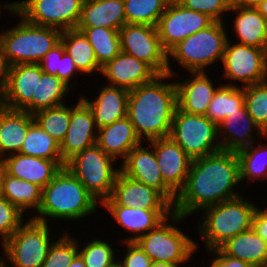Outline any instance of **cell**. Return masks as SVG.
<instances>
[{"label": "cell", "instance_id": "603a6c76", "mask_svg": "<svg viewBox=\"0 0 267 267\" xmlns=\"http://www.w3.org/2000/svg\"><path fill=\"white\" fill-rule=\"evenodd\" d=\"M4 171L21 180L35 183L44 188L65 167L63 161H53L21 153L2 159Z\"/></svg>", "mask_w": 267, "mask_h": 267}, {"label": "cell", "instance_id": "52a82bcc", "mask_svg": "<svg viewBox=\"0 0 267 267\" xmlns=\"http://www.w3.org/2000/svg\"><path fill=\"white\" fill-rule=\"evenodd\" d=\"M186 219L187 217L173 212L156 228L141 236L136 243L152 262L187 265L194 253L198 252L199 243L177 227L178 223Z\"/></svg>", "mask_w": 267, "mask_h": 267}, {"label": "cell", "instance_id": "d590c367", "mask_svg": "<svg viewBox=\"0 0 267 267\" xmlns=\"http://www.w3.org/2000/svg\"><path fill=\"white\" fill-rule=\"evenodd\" d=\"M267 141V134L265 135ZM255 143L246 149L237 152L239 160L240 182L254 183L256 180H267V142Z\"/></svg>", "mask_w": 267, "mask_h": 267}, {"label": "cell", "instance_id": "11a10c76", "mask_svg": "<svg viewBox=\"0 0 267 267\" xmlns=\"http://www.w3.org/2000/svg\"><path fill=\"white\" fill-rule=\"evenodd\" d=\"M150 267H180V265L165 262H152Z\"/></svg>", "mask_w": 267, "mask_h": 267}, {"label": "cell", "instance_id": "9a60e30c", "mask_svg": "<svg viewBox=\"0 0 267 267\" xmlns=\"http://www.w3.org/2000/svg\"><path fill=\"white\" fill-rule=\"evenodd\" d=\"M43 73L39 64L12 65L0 88V105L32 114V98H37L38 77Z\"/></svg>", "mask_w": 267, "mask_h": 267}, {"label": "cell", "instance_id": "bcb514c9", "mask_svg": "<svg viewBox=\"0 0 267 267\" xmlns=\"http://www.w3.org/2000/svg\"><path fill=\"white\" fill-rule=\"evenodd\" d=\"M64 51L65 48L60 41L48 51L40 61L39 65L41 66L42 71L46 74L57 76V70L59 69L60 60Z\"/></svg>", "mask_w": 267, "mask_h": 267}, {"label": "cell", "instance_id": "f907efd6", "mask_svg": "<svg viewBox=\"0 0 267 267\" xmlns=\"http://www.w3.org/2000/svg\"><path fill=\"white\" fill-rule=\"evenodd\" d=\"M11 65L8 62L4 47L0 42V88L7 80L8 73L10 72Z\"/></svg>", "mask_w": 267, "mask_h": 267}, {"label": "cell", "instance_id": "1f68e13d", "mask_svg": "<svg viewBox=\"0 0 267 267\" xmlns=\"http://www.w3.org/2000/svg\"><path fill=\"white\" fill-rule=\"evenodd\" d=\"M60 41L82 75L101 73L102 67L98 64L94 50L81 31L77 29L62 31Z\"/></svg>", "mask_w": 267, "mask_h": 267}, {"label": "cell", "instance_id": "4316f807", "mask_svg": "<svg viewBox=\"0 0 267 267\" xmlns=\"http://www.w3.org/2000/svg\"><path fill=\"white\" fill-rule=\"evenodd\" d=\"M140 143L127 116L98 129L96 144L117 162L122 159V163L128 153Z\"/></svg>", "mask_w": 267, "mask_h": 267}, {"label": "cell", "instance_id": "e0dca14e", "mask_svg": "<svg viewBox=\"0 0 267 267\" xmlns=\"http://www.w3.org/2000/svg\"><path fill=\"white\" fill-rule=\"evenodd\" d=\"M141 142L134 147L120 164L121 172L127 177L158 190L172 205L176 194L164 183L157 164L154 148ZM146 145V146H144Z\"/></svg>", "mask_w": 267, "mask_h": 267}, {"label": "cell", "instance_id": "44dd1931", "mask_svg": "<svg viewBox=\"0 0 267 267\" xmlns=\"http://www.w3.org/2000/svg\"><path fill=\"white\" fill-rule=\"evenodd\" d=\"M218 135L222 150L237 153L257 142L256 138L264 139L266 134L244 106L218 124Z\"/></svg>", "mask_w": 267, "mask_h": 267}, {"label": "cell", "instance_id": "7dc6e473", "mask_svg": "<svg viewBox=\"0 0 267 267\" xmlns=\"http://www.w3.org/2000/svg\"><path fill=\"white\" fill-rule=\"evenodd\" d=\"M206 252L214 256L211 257L212 260L209 262L211 265L208 267H254L250 263L226 255L220 248L211 249Z\"/></svg>", "mask_w": 267, "mask_h": 267}, {"label": "cell", "instance_id": "816d5d0a", "mask_svg": "<svg viewBox=\"0 0 267 267\" xmlns=\"http://www.w3.org/2000/svg\"><path fill=\"white\" fill-rule=\"evenodd\" d=\"M253 7L267 20V0H262Z\"/></svg>", "mask_w": 267, "mask_h": 267}, {"label": "cell", "instance_id": "7a4b0ae2", "mask_svg": "<svg viewBox=\"0 0 267 267\" xmlns=\"http://www.w3.org/2000/svg\"><path fill=\"white\" fill-rule=\"evenodd\" d=\"M172 78L175 77L168 73L158 75L153 81L129 91L127 117L141 142L170 135L177 108L176 82L169 81Z\"/></svg>", "mask_w": 267, "mask_h": 267}, {"label": "cell", "instance_id": "7402d4cb", "mask_svg": "<svg viewBox=\"0 0 267 267\" xmlns=\"http://www.w3.org/2000/svg\"><path fill=\"white\" fill-rule=\"evenodd\" d=\"M181 82L175 79L177 108L188 114L205 115L218 85L214 86L207 72H189Z\"/></svg>", "mask_w": 267, "mask_h": 267}, {"label": "cell", "instance_id": "d6a6232c", "mask_svg": "<svg viewBox=\"0 0 267 267\" xmlns=\"http://www.w3.org/2000/svg\"><path fill=\"white\" fill-rule=\"evenodd\" d=\"M244 106V87L220 84L205 116L218 125L224 118L238 112Z\"/></svg>", "mask_w": 267, "mask_h": 267}, {"label": "cell", "instance_id": "83f0119b", "mask_svg": "<svg viewBox=\"0 0 267 267\" xmlns=\"http://www.w3.org/2000/svg\"><path fill=\"white\" fill-rule=\"evenodd\" d=\"M126 24L123 0H83L77 28H111L120 30Z\"/></svg>", "mask_w": 267, "mask_h": 267}, {"label": "cell", "instance_id": "680465c9", "mask_svg": "<svg viewBox=\"0 0 267 267\" xmlns=\"http://www.w3.org/2000/svg\"><path fill=\"white\" fill-rule=\"evenodd\" d=\"M108 267H121L120 262L117 260L116 262H114L113 264L109 265Z\"/></svg>", "mask_w": 267, "mask_h": 267}, {"label": "cell", "instance_id": "f6af8a7d", "mask_svg": "<svg viewBox=\"0 0 267 267\" xmlns=\"http://www.w3.org/2000/svg\"><path fill=\"white\" fill-rule=\"evenodd\" d=\"M127 247L123 257H119L118 261L121 267H150L152 260L140 248L136 242H123ZM121 258V259H120Z\"/></svg>", "mask_w": 267, "mask_h": 267}, {"label": "cell", "instance_id": "74e56055", "mask_svg": "<svg viewBox=\"0 0 267 267\" xmlns=\"http://www.w3.org/2000/svg\"><path fill=\"white\" fill-rule=\"evenodd\" d=\"M126 23L157 27L170 0H123Z\"/></svg>", "mask_w": 267, "mask_h": 267}, {"label": "cell", "instance_id": "681fc988", "mask_svg": "<svg viewBox=\"0 0 267 267\" xmlns=\"http://www.w3.org/2000/svg\"><path fill=\"white\" fill-rule=\"evenodd\" d=\"M252 228L267 242V206L263 209L256 208L252 217Z\"/></svg>", "mask_w": 267, "mask_h": 267}, {"label": "cell", "instance_id": "f5cc1de1", "mask_svg": "<svg viewBox=\"0 0 267 267\" xmlns=\"http://www.w3.org/2000/svg\"><path fill=\"white\" fill-rule=\"evenodd\" d=\"M68 267H86L83 259L78 254Z\"/></svg>", "mask_w": 267, "mask_h": 267}, {"label": "cell", "instance_id": "c3c4849f", "mask_svg": "<svg viewBox=\"0 0 267 267\" xmlns=\"http://www.w3.org/2000/svg\"><path fill=\"white\" fill-rule=\"evenodd\" d=\"M76 73H79L80 75L82 74L76 67L71 56L64 51L60 60L59 69L57 70V77L65 82L70 88H73L71 81L74 76L78 75Z\"/></svg>", "mask_w": 267, "mask_h": 267}, {"label": "cell", "instance_id": "2e32d148", "mask_svg": "<svg viewBox=\"0 0 267 267\" xmlns=\"http://www.w3.org/2000/svg\"><path fill=\"white\" fill-rule=\"evenodd\" d=\"M101 206H126L145 210H173V205L156 189L118 173L112 195Z\"/></svg>", "mask_w": 267, "mask_h": 267}, {"label": "cell", "instance_id": "ac0fdd59", "mask_svg": "<svg viewBox=\"0 0 267 267\" xmlns=\"http://www.w3.org/2000/svg\"><path fill=\"white\" fill-rule=\"evenodd\" d=\"M98 128L93 113L81 99L70 106V123L64 140L60 143L63 162L66 163L74 155L85 148L96 144Z\"/></svg>", "mask_w": 267, "mask_h": 267}, {"label": "cell", "instance_id": "f35d334b", "mask_svg": "<svg viewBox=\"0 0 267 267\" xmlns=\"http://www.w3.org/2000/svg\"><path fill=\"white\" fill-rule=\"evenodd\" d=\"M33 116L39 126L58 143L64 140L70 123V106L63 104L42 109L35 112Z\"/></svg>", "mask_w": 267, "mask_h": 267}, {"label": "cell", "instance_id": "ffe728a7", "mask_svg": "<svg viewBox=\"0 0 267 267\" xmlns=\"http://www.w3.org/2000/svg\"><path fill=\"white\" fill-rule=\"evenodd\" d=\"M108 85L127 90L153 81L159 74L147 63L120 52L101 68V73Z\"/></svg>", "mask_w": 267, "mask_h": 267}, {"label": "cell", "instance_id": "30bf717a", "mask_svg": "<svg viewBox=\"0 0 267 267\" xmlns=\"http://www.w3.org/2000/svg\"><path fill=\"white\" fill-rule=\"evenodd\" d=\"M169 137L193 160L222 150L218 125L205 115L176 108Z\"/></svg>", "mask_w": 267, "mask_h": 267}, {"label": "cell", "instance_id": "ee69618b", "mask_svg": "<svg viewBox=\"0 0 267 267\" xmlns=\"http://www.w3.org/2000/svg\"><path fill=\"white\" fill-rule=\"evenodd\" d=\"M189 10L207 14L214 21L225 22L224 14L230 13L234 0H177Z\"/></svg>", "mask_w": 267, "mask_h": 267}, {"label": "cell", "instance_id": "9f6ffc18", "mask_svg": "<svg viewBox=\"0 0 267 267\" xmlns=\"http://www.w3.org/2000/svg\"><path fill=\"white\" fill-rule=\"evenodd\" d=\"M1 246L3 255L0 257V267H6V253L3 243H1Z\"/></svg>", "mask_w": 267, "mask_h": 267}, {"label": "cell", "instance_id": "60d3db41", "mask_svg": "<svg viewBox=\"0 0 267 267\" xmlns=\"http://www.w3.org/2000/svg\"><path fill=\"white\" fill-rule=\"evenodd\" d=\"M111 245L110 241L108 243L101 238H94L92 241H88L84 247L78 243V254L86 267H108L118 260L116 251Z\"/></svg>", "mask_w": 267, "mask_h": 267}, {"label": "cell", "instance_id": "7c38bea8", "mask_svg": "<svg viewBox=\"0 0 267 267\" xmlns=\"http://www.w3.org/2000/svg\"><path fill=\"white\" fill-rule=\"evenodd\" d=\"M221 64L227 85L237 86L238 81L244 87L267 80V51L262 48L232 44L228 38Z\"/></svg>", "mask_w": 267, "mask_h": 267}, {"label": "cell", "instance_id": "4dcf8cb0", "mask_svg": "<svg viewBox=\"0 0 267 267\" xmlns=\"http://www.w3.org/2000/svg\"><path fill=\"white\" fill-rule=\"evenodd\" d=\"M42 187L19 178H15L3 171L1 178V196L16 206L22 213L34 209L38 211L41 198Z\"/></svg>", "mask_w": 267, "mask_h": 267}, {"label": "cell", "instance_id": "5bb4252c", "mask_svg": "<svg viewBox=\"0 0 267 267\" xmlns=\"http://www.w3.org/2000/svg\"><path fill=\"white\" fill-rule=\"evenodd\" d=\"M213 22L207 14L189 10L177 0H170L157 25L161 46L168 53L179 42Z\"/></svg>", "mask_w": 267, "mask_h": 267}, {"label": "cell", "instance_id": "b9f144b4", "mask_svg": "<svg viewBox=\"0 0 267 267\" xmlns=\"http://www.w3.org/2000/svg\"><path fill=\"white\" fill-rule=\"evenodd\" d=\"M65 232L53 242L41 267H68L78 255V240Z\"/></svg>", "mask_w": 267, "mask_h": 267}, {"label": "cell", "instance_id": "7bdbcfd3", "mask_svg": "<svg viewBox=\"0 0 267 267\" xmlns=\"http://www.w3.org/2000/svg\"><path fill=\"white\" fill-rule=\"evenodd\" d=\"M16 206L0 195V240L4 243L24 222V216Z\"/></svg>", "mask_w": 267, "mask_h": 267}, {"label": "cell", "instance_id": "db71d44e", "mask_svg": "<svg viewBox=\"0 0 267 267\" xmlns=\"http://www.w3.org/2000/svg\"><path fill=\"white\" fill-rule=\"evenodd\" d=\"M260 1L262 0H234V3L243 5V6H254Z\"/></svg>", "mask_w": 267, "mask_h": 267}, {"label": "cell", "instance_id": "9c48e42d", "mask_svg": "<svg viewBox=\"0 0 267 267\" xmlns=\"http://www.w3.org/2000/svg\"><path fill=\"white\" fill-rule=\"evenodd\" d=\"M28 218L3 243L6 267H41L55 241L48 223Z\"/></svg>", "mask_w": 267, "mask_h": 267}, {"label": "cell", "instance_id": "8992f818", "mask_svg": "<svg viewBox=\"0 0 267 267\" xmlns=\"http://www.w3.org/2000/svg\"><path fill=\"white\" fill-rule=\"evenodd\" d=\"M10 16L21 19L12 28L0 30V42L11 66L39 64L44 55L60 42L61 30L29 23L18 13H10Z\"/></svg>", "mask_w": 267, "mask_h": 267}, {"label": "cell", "instance_id": "d4e9b609", "mask_svg": "<svg viewBox=\"0 0 267 267\" xmlns=\"http://www.w3.org/2000/svg\"><path fill=\"white\" fill-rule=\"evenodd\" d=\"M97 94L93 100L86 98L85 95L80 98L91 109L98 129L127 116L129 90L107 84L102 85Z\"/></svg>", "mask_w": 267, "mask_h": 267}, {"label": "cell", "instance_id": "f546056e", "mask_svg": "<svg viewBox=\"0 0 267 267\" xmlns=\"http://www.w3.org/2000/svg\"><path fill=\"white\" fill-rule=\"evenodd\" d=\"M219 248L254 267H267V242L253 228L229 238Z\"/></svg>", "mask_w": 267, "mask_h": 267}, {"label": "cell", "instance_id": "4fadbf2b", "mask_svg": "<svg viewBox=\"0 0 267 267\" xmlns=\"http://www.w3.org/2000/svg\"><path fill=\"white\" fill-rule=\"evenodd\" d=\"M121 51L149 64L159 75L168 73V53L157 27L126 23L120 30Z\"/></svg>", "mask_w": 267, "mask_h": 267}, {"label": "cell", "instance_id": "8d00e7d4", "mask_svg": "<svg viewBox=\"0 0 267 267\" xmlns=\"http://www.w3.org/2000/svg\"><path fill=\"white\" fill-rule=\"evenodd\" d=\"M68 93H71V88L65 82L57 76L43 73L38 77L37 98H32V114L66 104Z\"/></svg>", "mask_w": 267, "mask_h": 267}, {"label": "cell", "instance_id": "8fae6325", "mask_svg": "<svg viewBox=\"0 0 267 267\" xmlns=\"http://www.w3.org/2000/svg\"><path fill=\"white\" fill-rule=\"evenodd\" d=\"M83 0H19L4 3L2 8L18 13L27 22L61 31L76 29Z\"/></svg>", "mask_w": 267, "mask_h": 267}, {"label": "cell", "instance_id": "6f0895ef", "mask_svg": "<svg viewBox=\"0 0 267 267\" xmlns=\"http://www.w3.org/2000/svg\"><path fill=\"white\" fill-rule=\"evenodd\" d=\"M4 171V166L2 160H0V195H1V178Z\"/></svg>", "mask_w": 267, "mask_h": 267}, {"label": "cell", "instance_id": "484cf974", "mask_svg": "<svg viewBox=\"0 0 267 267\" xmlns=\"http://www.w3.org/2000/svg\"><path fill=\"white\" fill-rule=\"evenodd\" d=\"M34 116L24 110L0 105V160L19 153Z\"/></svg>", "mask_w": 267, "mask_h": 267}, {"label": "cell", "instance_id": "ba28073f", "mask_svg": "<svg viewBox=\"0 0 267 267\" xmlns=\"http://www.w3.org/2000/svg\"><path fill=\"white\" fill-rule=\"evenodd\" d=\"M116 164L118 163L115 159L94 144L70 158L65 167L102 204L111 197L115 180L121 171L120 165L116 168Z\"/></svg>", "mask_w": 267, "mask_h": 267}, {"label": "cell", "instance_id": "6da1fadb", "mask_svg": "<svg viewBox=\"0 0 267 267\" xmlns=\"http://www.w3.org/2000/svg\"><path fill=\"white\" fill-rule=\"evenodd\" d=\"M239 184L235 152L220 150L193 159L186 182L176 195L173 212L188 218L208 206L236 198L240 195L235 191Z\"/></svg>", "mask_w": 267, "mask_h": 267}, {"label": "cell", "instance_id": "cb8c5ba5", "mask_svg": "<svg viewBox=\"0 0 267 267\" xmlns=\"http://www.w3.org/2000/svg\"><path fill=\"white\" fill-rule=\"evenodd\" d=\"M124 231L131 233L128 238H121V242H136L141 236L162 223L173 210H145L126 206H102Z\"/></svg>", "mask_w": 267, "mask_h": 267}, {"label": "cell", "instance_id": "f1b7e54d", "mask_svg": "<svg viewBox=\"0 0 267 267\" xmlns=\"http://www.w3.org/2000/svg\"><path fill=\"white\" fill-rule=\"evenodd\" d=\"M236 16L232 29L240 44L262 48L267 51V20L253 7L232 4L230 12Z\"/></svg>", "mask_w": 267, "mask_h": 267}, {"label": "cell", "instance_id": "ab89813d", "mask_svg": "<svg viewBox=\"0 0 267 267\" xmlns=\"http://www.w3.org/2000/svg\"><path fill=\"white\" fill-rule=\"evenodd\" d=\"M245 106L260 129L267 134V80L244 86Z\"/></svg>", "mask_w": 267, "mask_h": 267}, {"label": "cell", "instance_id": "d6986e66", "mask_svg": "<svg viewBox=\"0 0 267 267\" xmlns=\"http://www.w3.org/2000/svg\"><path fill=\"white\" fill-rule=\"evenodd\" d=\"M147 143L154 148L164 183L177 195L186 182L192 159L170 137Z\"/></svg>", "mask_w": 267, "mask_h": 267}, {"label": "cell", "instance_id": "836d02e7", "mask_svg": "<svg viewBox=\"0 0 267 267\" xmlns=\"http://www.w3.org/2000/svg\"><path fill=\"white\" fill-rule=\"evenodd\" d=\"M76 29L88 39L101 67L121 52L119 30L96 27Z\"/></svg>", "mask_w": 267, "mask_h": 267}, {"label": "cell", "instance_id": "e575fe53", "mask_svg": "<svg viewBox=\"0 0 267 267\" xmlns=\"http://www.w3.org/2000/svg\"><path fill=\"white\" fill-rule=\"evenodd\" d=\"M19 153L53 161H63L60 143L45 132L36 121L29 126Z\"/></svg>", "mask_w": 267, "mask_h": 267}, {"label": "cell", "instance_id": "5b68a950", "mask_svg": "<svg viewBox=\"0 0 267 267\" xmlns=\"http://www.w3.org/2000/svg\"><path fill=\"white\" fill-rule=\"evenodd\" d=\"M224 22L214 21L206 29L200 30L179 42L168 52V74L178 78L171 68L177 62L188 72H207L208 66L222 62L227 36ZM171 59V60H170Z\"/></svg>", "mask_w": 267, "mask_h": 267}, {"label": "cell", "instance_id": "3957f363", "mask_svg": "<svg viewBox=\"0 0 267 267\" xmlns=\"http://www.w3.org/2000/svg\"><path fill=\"white\" fill-rule=\"evenodd\" d=\"M98 205L79 179L63 167L42 189L40 207L31 218L48 224V218L74 222L93 215Z\"/></svg>", "mask_w": 267, "mask_h": 267}, {"label": "cell", "instance_id": "277c9868", "mask_svg": "<svg viewBox=\"0 0 267 267\" xmlns=\"http://www.w3.org/2000/svg\"><path fill=\"white\" fill-rule=\"evenodd\" d=\"M257 206L243 194L204 208L201 222L196 228L205 244V249L208 251L219 248L229 238L250 230Z\"/></svg>", "mask_w": 267, "mask_h": 267}]
</instances>
